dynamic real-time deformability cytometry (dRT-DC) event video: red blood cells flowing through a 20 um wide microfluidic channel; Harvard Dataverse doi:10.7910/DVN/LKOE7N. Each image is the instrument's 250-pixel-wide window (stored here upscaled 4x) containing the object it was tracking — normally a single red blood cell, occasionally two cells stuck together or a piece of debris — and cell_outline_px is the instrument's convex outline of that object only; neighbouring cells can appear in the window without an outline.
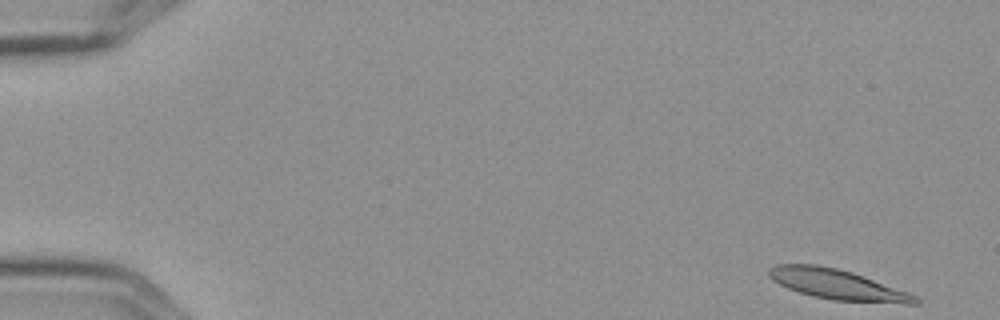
{"species": "Egyptian fruit bat (a non-hibernating species)", "species_latin": "Rousettus aegyptiacus", "temperature_condition": "cold", "stored_images_in_passage": 9, "camera_frame_rate_fps": 3000, "um_per_image_px": 0.085, "frame": {"image": 1, "passage_image": 1, "time_ms": 0.0, "image_size_px": [1000, 320], "cell_outline_px": [[920, 304], [904, 304], [832, 300], [812, 296], [788, 288], [772, 280], [768, 276], [768, 268], [776, 264], [816, 264], [836, 268], [852, 272], [864, 276], [908, 292], [916, 296], [920, 300]], "centroid_in_image_um": [71.18, 24.18], "position_along_channel_um": 13.8, "area_um2": 25.84}}
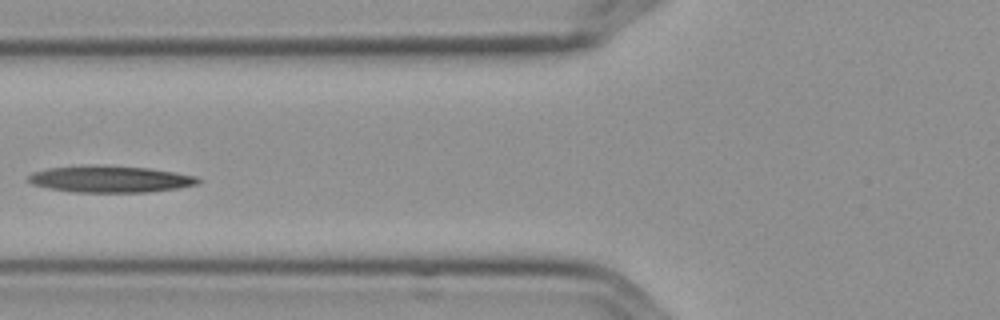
{"frame": {"image": 2, "passage_image": 6, "time_ms": 1.667, "image_size_px": [1000, 320], "cell_outline_px": [[204, 180], [196, 184], [176, 188], [148, 192], [76, 192], [48, 188], [32, 184], [28, 180], [28, 176], [32, 172], [48, 168], [92, 164], [96, 164], [148, 168], [176, 172], [196, 176]], "centroid_in_image_um": [9.36, 15.21], "position_along_channel_um": 116.4, "area_um2": 26.53}}
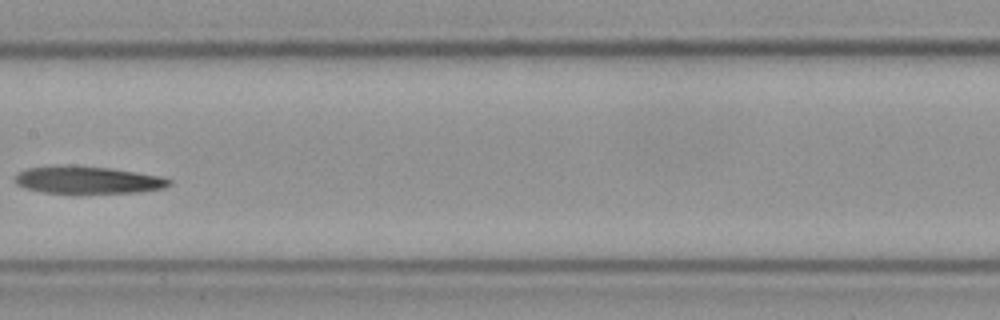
{"frame": {"image": 3, "passage_image": 8, "time_ms": 2.333, "image_size_px": [1000, 320], "cell_outline_px": [[172, 184], [164, 188], [140, 192], [80, 196], [72, 196], [40, 192], [24, 188], [16, 184], [12, 180], [16, 172], [28, 168], [112, 168], [160, 176], [172, 180]], "centroid_in_image_um": [7.47, 15.4], "position_along_channel_um": 199.9, "area_um2": 25.09}}